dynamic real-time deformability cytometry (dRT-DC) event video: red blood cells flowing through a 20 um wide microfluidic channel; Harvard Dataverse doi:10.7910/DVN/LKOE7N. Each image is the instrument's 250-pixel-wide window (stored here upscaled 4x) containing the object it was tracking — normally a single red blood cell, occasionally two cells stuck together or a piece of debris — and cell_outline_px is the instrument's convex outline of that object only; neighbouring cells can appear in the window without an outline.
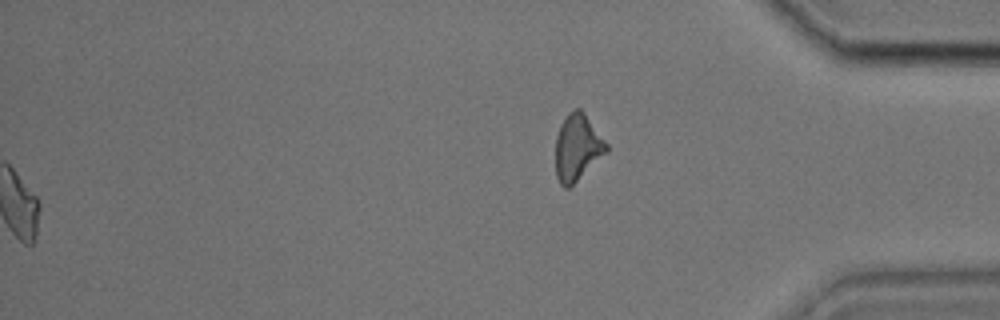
{"species": "common noctule bat (a hibernating species)", "species_latin": "Nyctalus noctula", "temperature_condition": "cold", "stored_images_in_passage": 34, "segment_of_instrument_passage": [2, 2], "camera_frame_rate_fps": 3000, "um_per_image_px": 0.085, "animal": {"sex": "male", "body_mass_g": 17.9, "forearm_length_mm": 54.2}, "frame": {"image": 1, "passage_image": 34, "time_ms": 11.0, "image_size_px": [1000, 320], "cell_outline_px": [[608, 152], [568, 188], [564, 188], [560, 184], [556, 176], [556, 136], [560, 124], [568, 112], [576, 108], [580, 108], [584, 112], [608, 144]], "centroid_in_image_um": [49.08, 12.52], "position_along_channel_um": 386.1, "area_um2": 19.71}}